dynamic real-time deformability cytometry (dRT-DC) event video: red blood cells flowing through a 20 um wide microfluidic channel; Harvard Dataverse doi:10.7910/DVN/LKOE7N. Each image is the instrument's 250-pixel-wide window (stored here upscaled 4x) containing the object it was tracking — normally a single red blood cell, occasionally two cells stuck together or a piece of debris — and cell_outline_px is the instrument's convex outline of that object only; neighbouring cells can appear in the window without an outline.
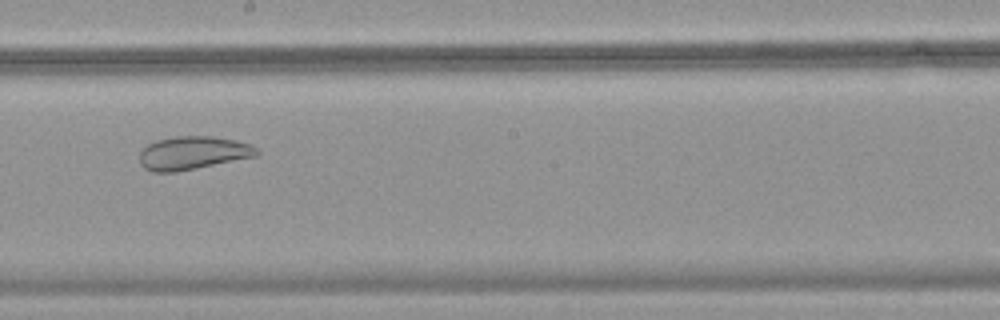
{"species": "common noctule bat (a hibernating species)", "species_latin": "Nyctalus noctula", "temperature_condition": "warm", "stored_images_in_passage": 49, "camera_frame_rate_fps": 3000, "um_per_image_px": 0.085, "animal": {"sex": "female", "body_mass_g": 18.4}, "frame": {"image": 1, "passage_image": 28, "time_ms": 9.0, "image_size_px": [1000, 320], "cell_outline_px": [[260, 152], [256, 156], [176, 172], [152, 172], [144, 168], [140, 164], [140, 152], [148, 144], [156, 140], [176, 136], [212, 136], [236, 140], [248, 144], [256, 148]], "centroid_in_image_um": [16.37, 13.0], "position_along_channel_um": 231.8, "area_um2": 22.6}}
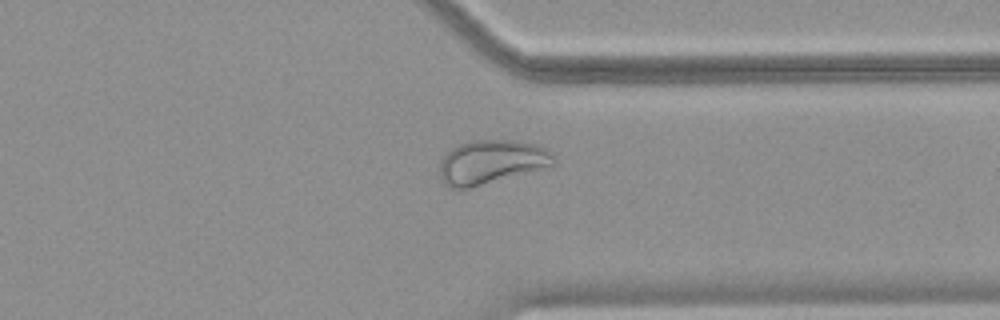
{"frame": {"image": 2, "passage_image": 38, "time_ms": 12.333, "image_size_px": [1000, 320], "cell_outline_px": [[556, 164], [468, 188], [452, 188], [444, 184], [440, 176], [440, 164], [444, 156], [452, 148], [460, 144], [472, 140], [516, 140], [540, 144], [552, 152], [556, 160]], "centroid_in_image_um": [41.79, 13.74], "position_along_channel_um": 369.6, "area_um2": 28.96}}
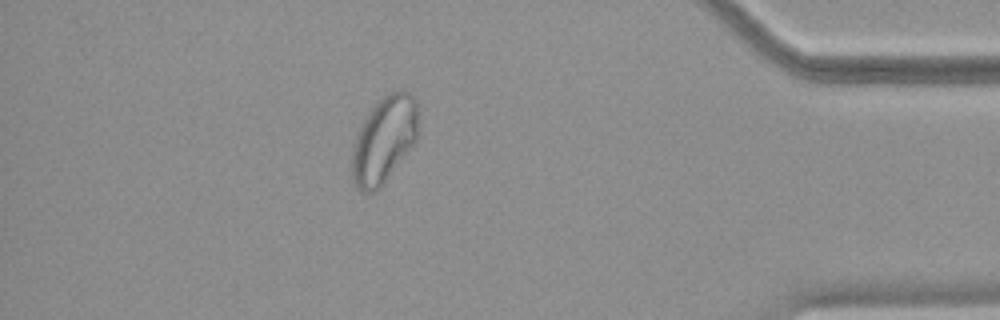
{"frame": {"image": 3, "passage_image": 43, "time_ms": 14.0, "image_size_px": [1000, 320], "cell_outline_px": [[416, 140], [380, 188], [372, 192], [360, 192], [356, 188], [352, 180], [352, 148], [360, 124], [372, 108], [384, 96], [392, 92], [408, 92], [416, 100]], "centroid_in_image_um": [32.59, 11.93], "position_along_channel_um": 402.6, "area_um2": 32.71}}